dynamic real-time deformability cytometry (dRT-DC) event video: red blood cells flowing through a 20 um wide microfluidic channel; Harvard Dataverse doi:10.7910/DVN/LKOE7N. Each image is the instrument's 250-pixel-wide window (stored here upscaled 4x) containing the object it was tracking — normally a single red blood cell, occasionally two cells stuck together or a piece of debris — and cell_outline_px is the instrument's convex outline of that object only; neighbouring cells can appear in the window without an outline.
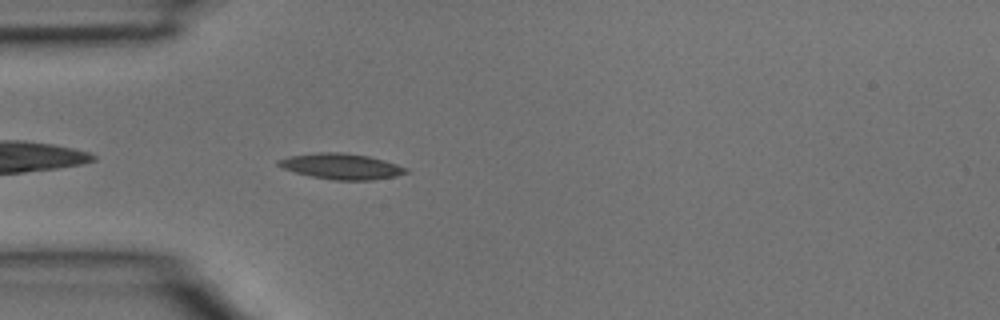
{"species": "common noctule bat (a hibernating species)", "species_latin": "Nyctalus noctula", "temperature_condition": "room temperature", "stored_images_in_passage": 31, "camera_frame_rate_fps": 3000, "um_per_image_px": 0.085, "animal": {"sex": "male", "body_mass_g": 15.6}, "frame": {"image": 1, "passage_image": 2, "time_ms": 0.333, "image_size_px": [1000, 320], "cell_outline_px": [[408, 172], [396, 176], [372, 180], [332, 180], [312, 176], [296, 172], [284, 168], [276, 164], [276, 160], [288, 156], [316, 152], [344, 152], [368, 156], [384, 160], [408, 168]], "centroid_in_image_um": [29.01, 14.13], "position_along_channel_um": 56.0, "area_um2": 19.13}}
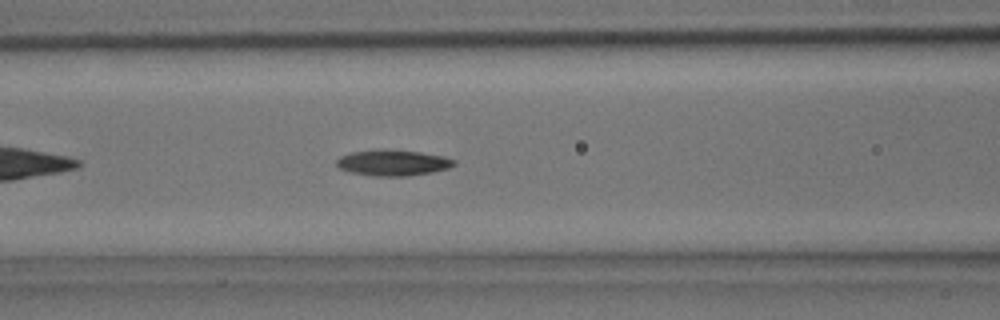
{"frame": {"image": 2, "passage_image": 7, "time_ms": 2.0, "image_size_px": [1000, 320], "cell_outline_px": [[456, 164], [448, 168], [432, 172], [408, 176], [376, 176], [348, 172], [340, 168], [336, 164], [336, 160], [340, 156], [352, 152], [420, 152], [444, 156], [456, 160]], "centroid_in_image_um": [33.43, 13.88], "position_along_channel_um": 133.2, "area_um2": 16.94}}
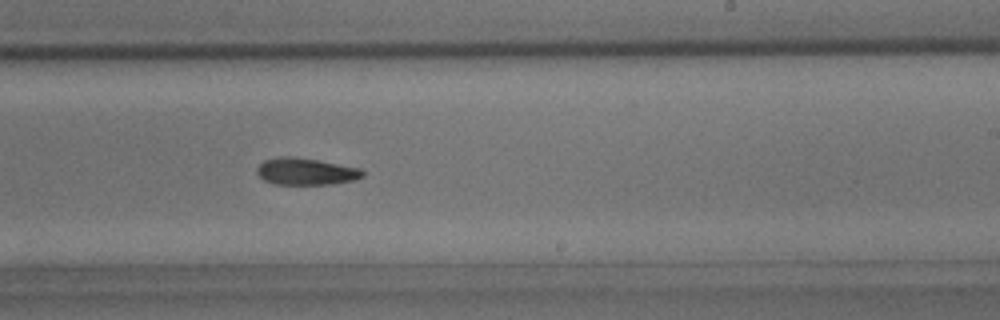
{"frame": {"image": 3, "passage_image": 15, "time_ms": 4.667, "image_size_px": [1000, 320], "cell_outline_px": [[364, 176], [356, 180], [332, 184], [276, 184], [264, 180], [256, 172], [256, 168], [264, 160], [280, 156], [288, 156], [316, 160], [360, 168], [364, 172]], "centroid_in_image_um": [26.0, 14.58], "position_along_channel_um": 263.0, "area_um2": 16.47}}